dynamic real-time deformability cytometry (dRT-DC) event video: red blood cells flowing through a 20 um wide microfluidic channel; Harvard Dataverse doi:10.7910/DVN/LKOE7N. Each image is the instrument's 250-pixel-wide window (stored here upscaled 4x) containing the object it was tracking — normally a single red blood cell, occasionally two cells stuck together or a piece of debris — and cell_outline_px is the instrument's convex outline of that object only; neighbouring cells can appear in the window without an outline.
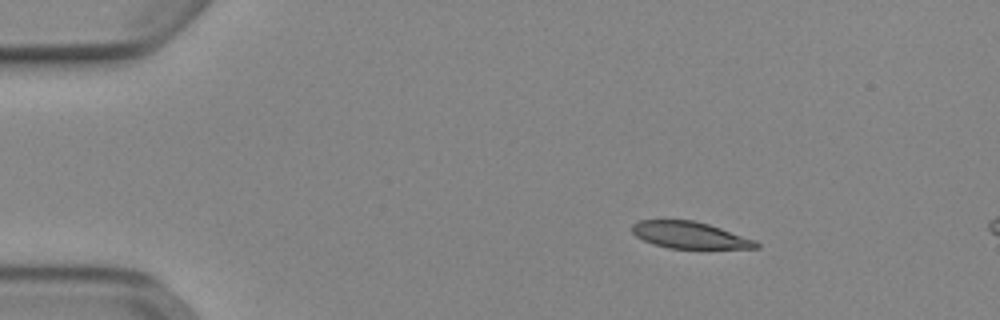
{"species": "Egyptian fruit bat (a non-hibernating species)", "species_latin": "Rousettus aegyptiacus", "temperature_condition": "cold", "stored_images_in_passage": 7, "camera_frame_rate_fps": 3000, "um_per_image_px": 0.085, "animal": {"sex": "female"}, "frame": {"image": 1, "passage_image": 1, "time_ms": 0.0, "image_size_px": [1000, 320], "cell_outline_px": [[760, 248], [668, 248], [644, 240], [636, 236], [632, 232], [632, 224], [640, 220], [692, 220], [708, 224], [756, 240], [760, 244]], "centroid_in_image_um": [58.64, 19.98], "position_along_channel_um": 26.4, "area_um2": 19.07}}